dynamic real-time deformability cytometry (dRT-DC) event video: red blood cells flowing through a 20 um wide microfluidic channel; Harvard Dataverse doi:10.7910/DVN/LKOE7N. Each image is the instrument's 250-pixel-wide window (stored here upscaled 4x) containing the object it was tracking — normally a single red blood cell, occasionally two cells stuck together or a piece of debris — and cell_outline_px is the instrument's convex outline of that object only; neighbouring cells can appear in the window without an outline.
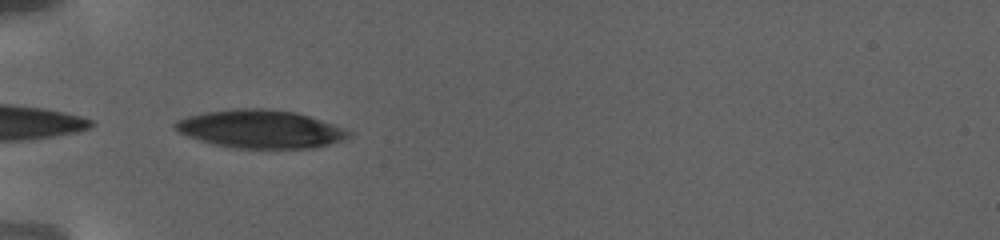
{"species": "human", "species_latin": "Homo sapiens", "temperature_condition": "warm", "stored_images_in_passage": 48, "camera_frame_rate_fps": 3000, "um_per_image_px": 0.085, "donor": {"sex": "female"}, "frame": {"image": 1, "passage_image": 1, "time_ms": 0.0, "image_size_px": [1000, 240], "cell_outline_px": [[352, 132], [348, 136], [340, 140], [328, 144], [312, 148], [232, 148], [200, 140], [188, 136], [172, 128], [172, 124], [176, 120], [188, 116], [204, 112], [240, 108], [260, 108], [296, 112], [320, 120]], "centroid_in_image_um": [22.06, 10.96], "position_along_channel_um": 62.9, "area_um2": 38.09}}
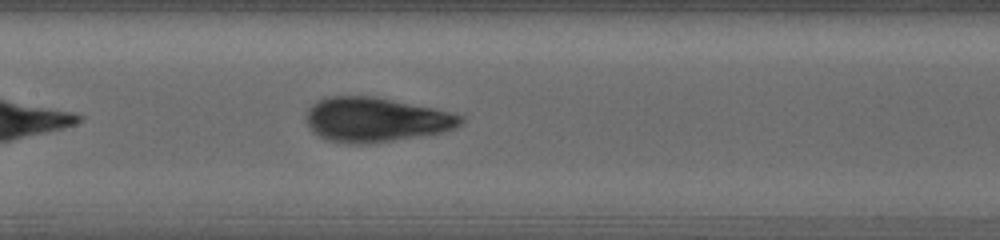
{"frame": {"image": 2, "passage_image": 13, "time_ms": 4.333, "image_size_px": [1000, 240], "cell_outline_px": [[464, 120], [456, 128], [444, 132], [420, 136], [368, 144], [348, 144], [324, 140], [312, 132], [308, 128], [308, 108], [316, 100], [328, 96], [372, 96], [432, 108], [464, 116]], "centroid_in_image_um": [31.9, 10.19], "position_along_channel_um": 175.5, "area_um2": 40.11}}
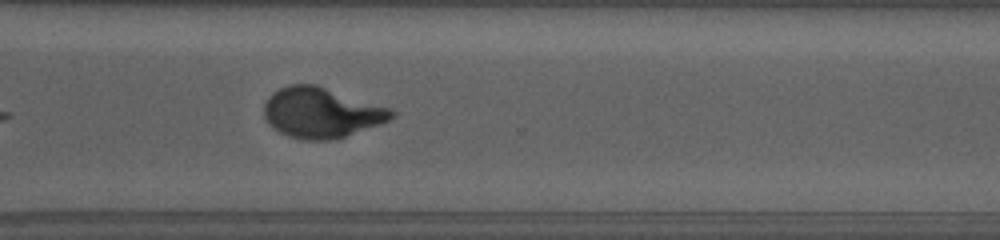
{"frame": {"image": 3, "passage_image": 31, "time_ms": 10.333, "image_size_px": [1000, 240], "cell_outline_px": [[396, 112], [388, 120], [344, 136], [332, 140], [304, 140], [288, 136], [272, 128], [268, 124], [264, 116], [264, 104], [268, 96], [272, 92], [288, 84], [316, 84], [388, 108]], "centroid_in_image_um": [27.22, 9.57], "position_along_channel_um": 343.4, "area_um2": 36.93}, "authors_computed_cell_mechanics": {"area_um2": 37.9746, "velocity_mm_per_s": 2.8022, "shape_relaxation_time_tau1_ms": 7.3299, "shape_relaxation_time_tau2_ms": 1.0477, "deformation_change_tau1": 0.2474, "deformation_change_tau2": 0.0722}}